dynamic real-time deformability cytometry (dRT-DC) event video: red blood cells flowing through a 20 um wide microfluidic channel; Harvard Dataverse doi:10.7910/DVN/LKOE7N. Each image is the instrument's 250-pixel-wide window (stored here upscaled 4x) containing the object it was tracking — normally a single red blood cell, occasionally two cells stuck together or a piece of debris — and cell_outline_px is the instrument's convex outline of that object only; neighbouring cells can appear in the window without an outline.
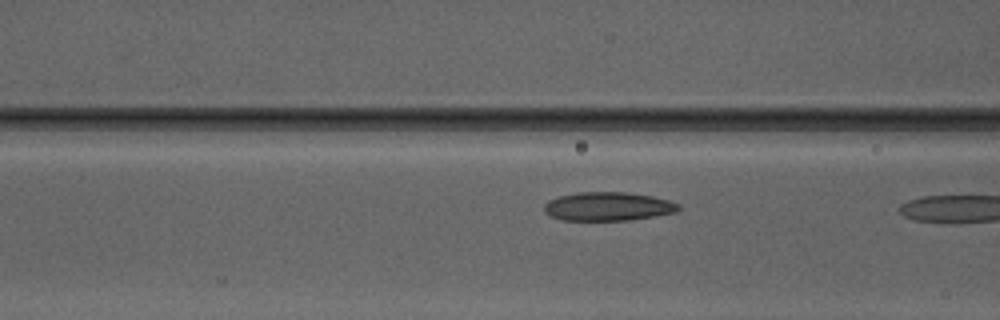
{"species": "Egyptian fruit bat (a non-hibernating species)", "species_latin": "Rousettus aegyptiacus", "temperature_condition": "warm", "stored_images_in_passage": 8, "camera_frame_rate_fps": 3000, "um_per_image_px": 0.085, "animal": {"sex": "male"}, "frame": {"image": 1, "passage_image": 7, "time_ms": 2.0, "image_size_px": [1000, 320], "cell_outline_px": [[680, 208], [676, 212], [656, 216], [632, 220], [560, 220], [544, 212], [544, 204], [548, 200], [560, 196], [580, 192], [628, 192], [652, 196], [668, 200], [680, 204]], "centroid_in_image_um": [51.69, 17.55], "position_along_channel_um": 114.9, "area_um2": 22.54}}